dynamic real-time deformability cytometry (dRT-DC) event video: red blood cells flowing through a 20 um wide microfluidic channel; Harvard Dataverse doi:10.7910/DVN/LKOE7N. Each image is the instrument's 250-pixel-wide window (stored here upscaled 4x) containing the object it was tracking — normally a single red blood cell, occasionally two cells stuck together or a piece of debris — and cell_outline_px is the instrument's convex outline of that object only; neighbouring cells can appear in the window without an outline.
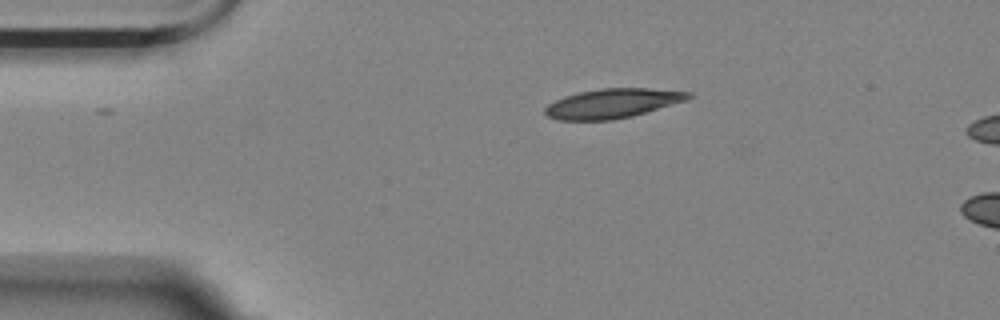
{"species": "Egyptian fruit bat (a non-hibernating species)", "species_latin": "Rousettus aegyptiacus", "temperature_condition": "room temperature", "stored_images_in_passage": 6, "camera_frame_rate_fps": 3000, "um_per_image_px": 0.085, "animal": {"sex": "female"}, "frame": {"image": 1, "passage_image": 1, "time_ms": 0.0, "image_size_px": [1000, 320], "cell_outline_px": [[692, 96], [688, 100], [632, 116], [612, 120], [556, 120], [548, 116], [544, 112], [544, 108], [548, 104], [564, 96], [580, 92], [600, 88], [648, 88], [692, 92]], "centroid_in_image_um": [52.07, 8.79], "position_along_channel_um": 32.9, "area_um2": 24.62}}